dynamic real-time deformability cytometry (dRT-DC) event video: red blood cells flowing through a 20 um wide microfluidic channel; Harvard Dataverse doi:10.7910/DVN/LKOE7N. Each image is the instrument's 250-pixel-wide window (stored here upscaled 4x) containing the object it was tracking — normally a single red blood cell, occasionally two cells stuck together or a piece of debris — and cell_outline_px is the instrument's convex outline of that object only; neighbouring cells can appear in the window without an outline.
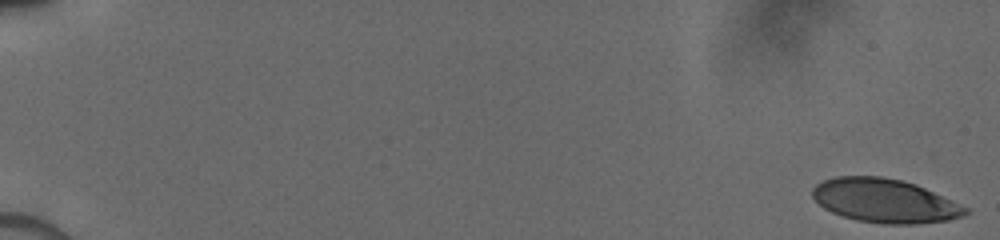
{"species": "human", "species_latin": "Homo sapiens", "temperature_condition": "cold", "stored_images_in_passage": 22, "camera_frame_rate_fps": 3000, "um_per_image_px": 0.085, "donor": {"sex": "male"}, "frame": {"image": 1, "passage_image": 1, "time_ms": 0.0, "image_size_px": [1000, 240], "cell_outline_px": [[968, 212], [960, 216], [948, 220], [916, 224], [884, 224], [856, 220], [832, 212], [824, 208], [812, 196], [812, 188], [816, 184], [824, 180], [836, 176], [880, 176], [900, 180], [916, 184], [968, 208]], "centroid_in_image_um": [75.17, 17.06], "position_along_channel_um": 9.8, "area_um2": 38.73}}